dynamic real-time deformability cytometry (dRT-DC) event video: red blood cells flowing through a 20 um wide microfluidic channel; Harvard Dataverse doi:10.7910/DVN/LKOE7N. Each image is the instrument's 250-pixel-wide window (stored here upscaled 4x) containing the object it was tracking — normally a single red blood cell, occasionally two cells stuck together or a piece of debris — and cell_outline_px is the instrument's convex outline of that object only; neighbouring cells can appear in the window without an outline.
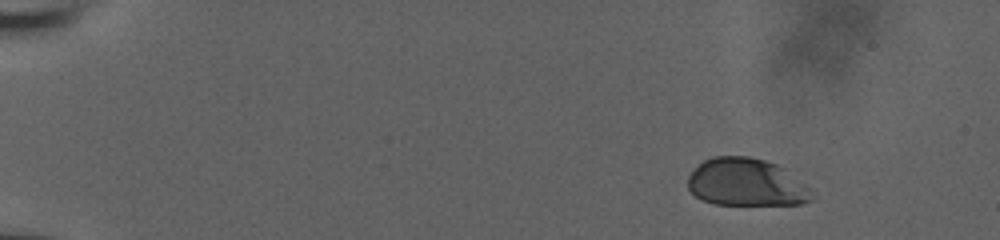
{"species": "human", "species_latin": "Homo sapiens", "temperature_condition": "room temperature", "stored_images_in_passage": 50, "camera_frame_rate_fps": 3000, "um_per_image_px": 0.085, "donor": {"sex": "male"}, "frame": {"image": 1, "passage_image": 1, "time_ms": 0.0, "image_size_px": [1000, 240], "cell_outline_px": [[812, 200], [800, 204], [716, 204], [704, 200], [696, 196], [688, 188], [688, 176], [704, 160], [712, 156], [748, 156], [764, 160], [788, 168], [812, 188]], "centroid_in_image_um": [63.5, 15.49], "position_along_channel_um": 21.5, "area_um2": 34.68}}
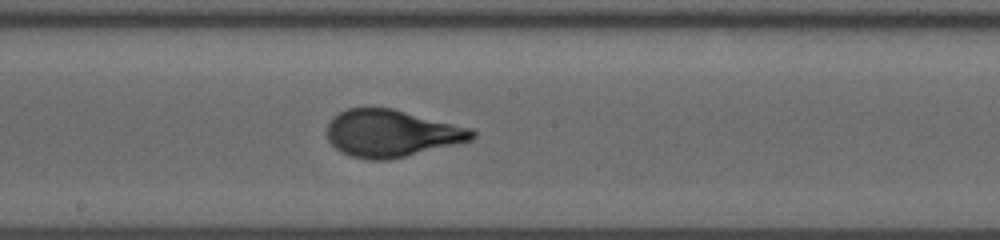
{"frame": {"image": 2, "passage_image": 27, "time_ms": 8.667, "image_size_px": [1000, 240], "cell_outline_px": [[476, 136], [472, 140], [388, 160], [368, 160], [352, 156], [340, 152], [328, 140], [328, 124], [332, 116], [348, 108], [392, 108], [472, 128], [476, 132]], "centroid_in_image_um": [33.27, 11.33], "position_along_channel_um": 214.9, "area_um2": 39.71}}
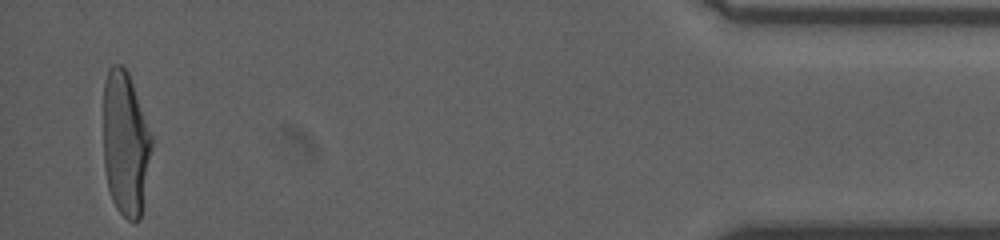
{"frame": {"image": 3, "passage_image": 49, "time_ms": 16.0, "image_size_px": [1000, 240], "cell_outline_px": [[152, 148], [140, 220], [128, 220], [116, 208], [112, 200], [108, 188], [104, 168], [104, 80], [112, 64], [120, 64], [128, 72], [152, 132]], "centroid_in_image_um": [10.67, 12.19], "position_along_channel_um": 424.5, "area_um2": 40.75}, "authors_computed_cell_mechanics": {"area_um2": 39.6219, "velocity_mm_per_s": 3.8403, "shape_relaxation_time_tau1_ms": 5.3138, "shape_relaxation_time_tau2_ms": null, "deformation_change_tau1": 0.215, "deformation_change_tau2": null}}